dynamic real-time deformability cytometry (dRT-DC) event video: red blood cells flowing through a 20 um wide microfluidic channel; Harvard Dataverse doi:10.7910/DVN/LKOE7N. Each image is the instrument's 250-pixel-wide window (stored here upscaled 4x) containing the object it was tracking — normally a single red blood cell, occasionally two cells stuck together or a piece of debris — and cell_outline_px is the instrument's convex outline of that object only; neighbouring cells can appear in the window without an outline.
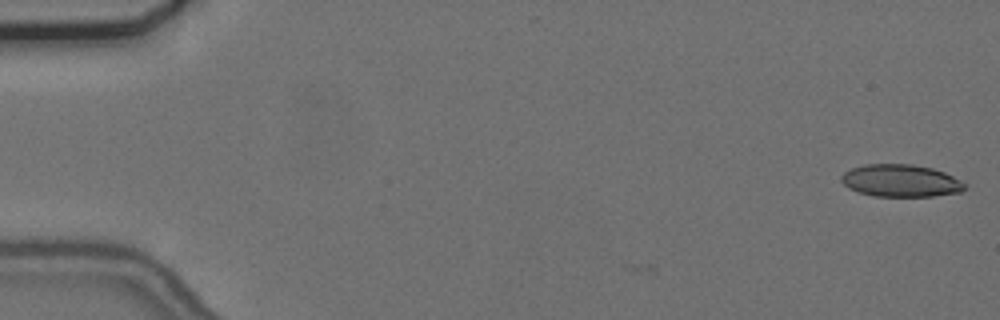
{"species": "common noctule bat (a hibernating species)", "species_latin": "Nyctalus noctula", "temperature_condition": "cold", "stored_images_in_passage": 3, "camera_frame_rate_fps": 3000, "um_per_image_px": 0.085, "animal": {"sex": "female", "body_mass_g": 24.6, "forearm_length_mm": 56.2}, "frame": {"image": 1, "passage_image": 3, "time_ms": 0.667, "image_size_px": [1000, 320], "cell_outline_px": [[968, 184], [960, 192], [932, 196], [872, 196], [848, 188], [840, 180], [840, 176], [844, 172], [852, 168], [864, 164], [912, 164], [932, 168], [944, 172]], "centroid_in_image_um": [76.55, 15.35], "position_along_channel_um": 8.5, "area_um2": 23.29}}